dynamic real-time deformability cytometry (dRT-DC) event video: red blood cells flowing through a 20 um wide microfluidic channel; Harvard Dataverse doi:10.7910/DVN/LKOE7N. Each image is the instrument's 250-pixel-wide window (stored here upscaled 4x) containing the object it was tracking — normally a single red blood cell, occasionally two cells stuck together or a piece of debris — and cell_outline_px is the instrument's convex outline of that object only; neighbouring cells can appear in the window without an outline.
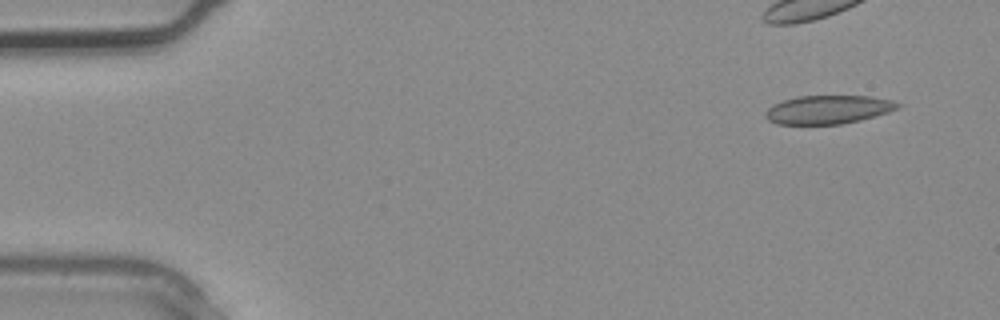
{"species": "common noctule bat (a hibernating species)", "species_latin": "Nyctalus noctula", "temperature_condition": "warm", "stored_images_in_passage": 4, "camera_frame_rate_fps": 3000, "um_per_image_px": 0.085, "animal": {"sex": "male", "body_mass_g": 20.4}, "frame": {"image": 1, "passage_image": 1, "time_ms": 0.0, "image_size_px": [1000, 320], "cell_outline_px": [[904, 104], [900, 108], [888, 112], [860, 120], [840, 124], [776, 124], [768, 120], [764, 116], [764, 112], [772, 104], [796, 96], [872, 96], [892, 100]], "centroid_in_image_um": [70.4, 9.31], "position_along_channel_um": 14.6, "area_um2": 22.2}}